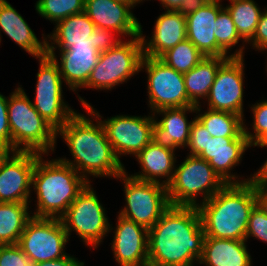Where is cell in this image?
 Returning <instances> with one entry per match:
<instances>
[{
    "instance_id": "4dcf8cb0",
    "label": "cell",
    "mask_w": 267,
    "mask_h": 266,
    "mask_svg": "<svg viewBox=\"0 0 267 266\" xmlns=\"http://www.w3.org/2000/svg\"><path fill=\"white\" fill-rule=\"evenodd\" d=\"M224 8L229 12L239 36L248 43L254 36L264 8L255 0H227Z\"/></svg>"
},
{
    "instance_id": "d4e9b609",
    "label": "cell",
    "mask_w": 267,
    "mask_h": 266,
    "mask_svg": "<svg viewBox=\"0 0 267 266\" xmlns=\"http://www.w3.org/2000/svg\"><path fill=\"white\" fill-rule=\"evenodd\" d=\"M245 240L205 237L199 266H253Z\"/></svg>"
},
{
    "instance_id": "484cf974",
    "label": "cell",
    "mask_w": 267,
    "mask_h": 266,
    "mask_svg": "<svg viewBox=\"0 0 267 266\" xmlns=\"http://www.w3.org/2000/svg\"><path fill=\"white\" fill-rule=\"evenodd\" d=\"M96 26L85 11L71 15L54 25L53 31L46 35L47 49H68L75 43H91Z\"/></svg>"
},
{
    "instance_id": "cb8c5ba5",
    "label": "cell",
    "mask_w": 267,
    "mask_h": 266,
    "mask_svg": "<svg viewBox=\"0 0 267 266\" xmlns=\"http://www.w3.org/2000/svg\"><path fill=\"white\" fill-rule=\"evenodd\" d=\"M175 150H171L155 144L151 141L136 157L139 164V172L129 175L141 181L157 182L167 186L174 175L176 161Z\"/></svg>"
},
{
    "instance_id": "2e32d148",
    "label": "cell",
    "mask_w": 267,
    "mask_h": 266,
    "mask_svg": "<svg viewBox=\"0 0 267 266\" xmlns=\"http://www.w3.org/2000/svg\"><path fill=\"white\" fill-rule=\"evenodd\" d=\"M47 54L57 63L64 84L77 95L80 106H91L78 91L87 83L91 71L97 65L100 52L91 43H75L68 49H47Z\"/></svg>"
},
{
    "instance_id": "d590c367",
    "label": "cell",
    "mask_w": 267,
    "mask_h": 266,
    "mask_svg": "<svg viewBox=\"0 0 267 266\" xmlns=\"http://www.w3.org/2000/svg\"><path fill=\"white\" fill-rule=\"evenodd\" d=\"M0 266H34L18 244L0 245Z\"/></svg>"
},
{
    "instance_id": "f546056e",
    "label": "cell",
    "mask_w": 267,
    "mask_h": 266,
    "mask_svg": "<svg viewBox=\"0 0 267 266\" xmlns=\"http://www.w3.org/2000/svg\"><path fill=\"white\" fill-rule=\"evenodd\" d=\"M214 34L217 42V57L230 58L246 55L247 43L239 36L233 19L225 8L218 13ZM235 47L237 48L232 51Z\"/></svg>"
},
{
    "instance_id": "d6986e66",
    "label": "cell",
    "mask_w": 267,
    "mask_h": 266,
    "mask_svg": "<svg viewBox=\"0 0 267 266\" xmlns=\"http://www.w3.org/2000/svg\"><path fill=\"white\" fill-rule=\"evenodd\" d=\"M194 113L196 106L163 108L153 112L155 121L152 141L171 150L184 151L189 142L191 125L196 118ZM187 114H193V119H188Z\"/></svg>"
},
{
    "instance_id": "74e56055",
    "label": "cell",
    "mask_w": 267,
    "mask_h": 266,
    "mask_svg": "<svg viewBox=\"0 0 267 266\" xmlns=\"http://www.w3.org/2000/svg\"><path fill=\"white\" fill-rule=\"evenodd\" d=\"M11 151V131L8 117V96L0 92V152Z\"/></svg>"
},
{
    "instance_id": "e0dca14e",
    "label": "cell",
    "mask_w": 267,
    "mask_h": 266,
    "mask_svg": "<svg viewBox=\"0 0 267 266\" xmlns=\"http://www.w3.org/2000/svg\"><path fill=\"white\" fill-rule=\"evenodd\" d=\"M244 131L237 138L208 137L206 148L198 155L206 160L226 184L248 182L250 176L238 175L233 169L241 165L244 155L251 149Z\"/></svg>"
},
{
    "instance_id": "1f68e13d",
    "label": "cell",
    "mask_w": 267,
    "mask_h": 266,
    "mask_svg": "<svg viewBox=\"0 0 267 266\" xmlns=\"http://www.w3.org/2000/svg\"><path fill=\"white\" fill-rule=\"evenodd\" d=\"M204 58L205 56L187 38L160 57L168 66L183 74L189 72Z\"/></svg>"
},
{
    "instance_id": "4316f807",
    "label": "cell",
    "mask_w": 267,
    "mask_h": 266,
    "mask_svg": "<svg viewBox=\"0 0 267 266\" xmlns=\"http://www.w3.org/2000/svg\"><path fill=\"white\" fill-rule=\"evenodd\" d=\"M229 57H205L183 74L188 99L196 106L207 98L219 67Z\"/></svg>"
},
{
    "instance_id": "5bb4252c",
    "label": "cell",
    "mask_w": 267,
    "mask_h": 266,
    "mask_svg": "<svg viewBox=\"0 0 267 266\" xmlns=\"http://www.w3.org/2000/svg\"><path fill=\"white\" fill-rule=\"evenodd\" d=\"M245 57H230L218 69L209 94L201 106L240 115L244 113Z\"/></svg>"
},
{
    "instance_id": "3957f363",
    "label": "cell",
    "mask_w": 267,
    "mask_h": 266,
    "mask_svg": "<svg viewBox=\"0 0 267 266\" xmlns=\"http://www.w3.org/2000/svg\"><path fill=\"white\" fill-rule=\"evenodd\" d=\"M47 156L51 155L40 154L36 159L30 205L32 200L36 204L30 211L32 217L60 219L89 182L58 157L48 159Z\"/></svg>"
},
{
    "instance_id": "9c48e42d",
    "label": "cell",
    "mask_w": 267,
    "mask_h": 266,
    "mask_svg": "<svg viewBox=\"0 0 267 266\" xmlns=\"http://www.w3.org/2000/svg\"><path fill=\"white\" fill-rule=\"evenodd\" d=\"M115 180H120L123 184L125 201V205L117 213L148 230L171 206L167 186L164 184L135 179L126 171Z\"/></svg>"
},
{
    "instance_id": "44dd1931",
    "label": "cell",
    "mask_w": 267,
    "mask_h": 266,
    "mask_svg": "<svg viewBox=\"0 0 267 266\" xmlns=\"http://www.w3.org/2000/svg\"><path fill=\"white\" fill-rule=\"evenodd\" d=\"M140 25L143 56L160 58L169 49L187 38L186 16L177 10H164L155 20L150 37Z\"/></svg>"
},
{
    "instance_id": "7bdbcfd3",
    "label": "cell",
    "mask_w": 267,
    "mask_h": 266,
    "mask_svg": "<svg viewBox=\"0 0 267 266\" xmlns=\"http://www.w3.org/2000/svg\"><path fill=\"white\" fill-rule=\"evenodd\" d=\"M249 181L254 185H267V158L257 171L250 174Z\"/></svg>"
},
{
    "instance_id": "ac0fdd59",
    "label": "cell",
    "mask_w": 267,
    "mask_h": 266,
    "mask_svg": "<svg viewBox=\"0 0 267 266\" xmlns=\"http://www.w3.org/2000/svg\"><path fill=\"white\" fill-rule=\"evenodd\" d=\"M115 221V227L110 222L109 229L113 238L110 250L115 263L119 266H148V229L119 214Z\"/></svg>"
},
{
    "instance_id": "7c38bea8",
    "label": "cell",
    "mask_w": 267,
    "mask_h": 266,
    "mask_svg": "<svg viewBox=\"0 0 267 266\" xmlns=\"http://www.w3.org/2000/svg\"><path fill=\"white\" fill-rule=\"evenodd\" d=\"M100 120L108 141L122 162L123 156L134 158L152 141L153 113L148 115L117 114L105 117L94 106L88 107Z\"/></svg>"
},
{
    "instance_id": "9a60e30c",
    "label": "cell",
    "mask_w": 267,
    "mask_h": 266,
    "mask_svg": "<svg viewBox=\"0 0 267 266\" xmlns=\"http://www.w3.org/2000/svg\"><path fill=\"white\" fill-rule=\"evenodd\" d=\"M36 152H0V202L30 203Z\"/></svg>"
},
{
    "instance_id": "7a4b0ae2",
    "label": "cell",
    "mask_w": 267,
    "mask_h": 266,
    "mask_svg": "<svg viewBox=\"0 0 267 266\" xmlns=\"http://www.w3.org/2000/svg\"><path fill=\"white\" fill-rule=\"evenodd\" d=\"M205 232L195 206H170L148 230V266H198Z\"/></svg>"
},
{
    "instance_id": "f6af8a7d",
    "label": "cell",
    "mask_w": 267,
    "mask_h": 266,
    "mask_svg": "<svg viewBox=\"0 0 267 266\" xmlns=\"http://www.w3.org/2000/svg\"><path fill=\"white\" fill-rule=\"evenodd\" d=\"M151 1V0H147ZM158 1V0H157ZM184 0H159L162 10H178Z\"/></svg>"
},
{
    "instance_id": "83f0119b",
    "label": "cell",
    "mask_w": 267,
    "mask_h": 266,
    "mask_svg": "<svg viewBox=\"0 0 267 266\" xmlns=\"http://www.w3.org/2000/svg\"><path fill=\"white\" fill-rule=\"evenodd\" d=\"M30 203L0 202V245L18 244L27 222L32 218Z\"/></svg>"
},
{
    "instance_id": "ee69618b",
    "label": "cell",
    "mask_w": 267,
    "mask_h": 266,
    "mask_svg": "<svg viewBox=\"0 0 267 266\" xmlns=\"http://www.w3.org/2000/svg\"><path fill=\"white\" fill-rule=\"evenodd\" d=\"M257 205L267 215V185H254Z\"/></svg>"
},
{
    "instance_id": "5b68a950",
    "label": "cell",
    "mask_w": 267,
    "mask_h": 266,
    "mask_svg": "<svg viewBox=\"0 0 267 266\" xmlns=\"http://www.w3.org/2000/svg\"><path fill=\"white\" fill-rule=\"evenodd\" d=\"M8 117L11 151L55 153L57 131L35 110L30 96L19 83L8 95Z\"/></svg>"
},
{
    "instance_id": "8d00e7d4",
    "label": "cell",
    "mask_w": 267,
    "mask_h": 266,
    "mask_svg": "<svg viewBox=\"0 0 267 266\" xmlns=\"http://www.w3.org/2000/svg\"><path fill=\"white\" fill-rule=\"evenodd\" d=\"M208 137H211L207 129L195 118L191 125L189 142L185 149L187 154L198 156L205 148Z\"/></svg>"
},
{
    "instance_id": "8fae6325",
    "label": "cell",
    "mask_w": 267,
    "mask_h": 266,
    "mask_svg": "<svg viewBox=\"0 0 267 266\" xmlns=\"http://www.w3.org/2000/svg\"><path fill=\"white\" fill-rule=\"evenodd\" d=\"M146 73L147 105L153 113L163 108L195 106L185 88L183 73L177 72L160 58L143 56L140 72Z\"/></svg>"
},
{
    "instance_id": "60d3db41",
    "label": "cell",
    "mask_w": 267,
    "mask_h": 266,
    "mask_svg": "<svg viewBox=\"0 0 267 266\" xmlns=\"http://www.w3.org/2000/svg\"><path fill=\"white\" fill-rule=\"evenodd\" d=\"M85 262L76 258L70 253L60 259L49 260L45 262L35 263L34 266H85Z\"/></svg>"
},
{
    "instance_id": "bcb514c9",
    "label": "cell",
    "mask_w": 267,
    "mask_h": 266,
    "mask_svg": "<svg viewBox=\"0 0 267 266\" xmlns=\"http://www.w3.org/2000/svg\"><path fill=\"white\" fill-rule=\"evenodd\" d=\"M251 147L267 148V131L264 132L252 145Z\"/></svg>"
},
{
    "instance_id": "7402d4cb",
    "label": "cell",
    "mask_w": 267,
    "mask_h": 266,
    "mask_svg": "<svg viewBox=\"0 0 267 266\" xmlns=\"http://www.w3.org/2000/svg\"><path fill=\"white\" fill-rule=\"evenodd\" d=\"M2 32L32 58L47 54L45 32L39 40L24 17L7 0H0V45Z\"/></svg>"
},
{
    "instance_id": "f1b7e54d",
    "label": "cell",
    "mask_w": 267,
    "mask_h": 266,
    "mask_svg": "<svg viewBox=\"0 0 267 266\" xmlns=\"http://www.w3.org/2000/svg\"><path fill=\"white\" fill-rule=\"evenodd\" d=\"M196 105V118L211 137L237 138L244 131V119L237 114Z\"/></svg>"
},
{
    "instance_id": "f35d334b",
    "label": "cell",
    "mask_w": 267,
    "mask_h": 266,
    "mask_svg": "<svg viewBox=\"0 0 267 266\" xmlns=\"http://www.w3.org/2000/svg\"><path fill=\"white\" fill-rule=\"evenodd\" d=\"M90 37H93L94 48L100 53L116 47L124 39L113 30L96 28Z\"/></svg>"
},
{
    "instance_id": "52a82bcc",
    "label": "cell",
    "mask_w": 267,
    "mask_h": 266,
    "mask_svg": "<svg viewBox=\"0 0 267 266\" xmlns=\"http://www.w3.org/2000/svg\"><path fill=\"white\" fill-rule=\"evenodd\" d=\"M92 183H88L60 218L70 240L72 233L90 250H96L109 236L110 222Z\"/></svg>"
},
{
    "instance_id": "d6a6232c",
    "label": "cell",
    "mask_w": 267,
    "mask_h": 266,
    "mask_svg": "<svg viewBox=\"0 0 267 266\" xmlns=\"http://www.w3.org/2000/svg\"><path fill=\"white\" fill-rule=\"evenodd\" d=\"M35 10L51 24L85 11V0H37Z\"/></svg>"
},
{
    "instance_id": "7dc6e473",
    "label": "cell",
    "mask_w": 267,
    "mask_h": 266,
    "mask_svg": "<svg viewBox=\"0 0 267 266\" xmlns=\"http://www.w3.org/2000/svg\"><path fill=\"white\" fill-rule=\"evenodd\" d=\"M118 1H122L124 3H127L128 5H131L133 8H135L139 4L142 5L147 0H118Z\"/></svg>"
},
{
    "instance_id": "277c9868",
    "label": "cell",
    "mask_w": 267,
    "mask_h": 266,
    "mask_svg": "<svg viewBox=\"0 0 267 266\" xmlns=\"http://www.w3.org/2000/svg\"><path fill=\"white\" fill-rule=\"evenodd\" d=\"M257 205L254 184H226L197 206L205 237L245 240L249 216Z\"/></svg>"
},
{
    "instance_id": "e575fe53",
    "label": "cell",
    "mask_w": 267,
    "mask_h": 266,
    "mask_svg": "<svg viewBox=\"0 0 267 266\" xmlns=\"http://www.w3.org/2000/svg\"><path fill=\"white\" fill-rule=\"evenodd\" d=\"M250 238L267 243V215L256 205L251 211L245 241ZM267 245V244H266Z\"/></svg>"
},
{
    "instance_id": "c3c4849f",
    "label": "cell",
    "mask_w": 267,
    "mask_h": 266,
    "mask_svg": "<svg viewBox=\"0 0 267 266\" xmlns=\"http://www.w3.org/2000/svg\"><path fill=\"white\" fill-rule=\"evenodd\" d=\"M261 53H263V54L266 53V54H267V49H266L265 51L261 52ZM266 57H267V56H266ZM266 61H267V58H266V60H265V64H266V65H265V71H266V73H267V62H266Z\"/></svg>"
},
{
    "instance_id": "ab89813d",
    "label": "cell",
    "mask_w": 267,
    "mask_h": 266,
    "mask_svg": "<svg viewBox=\"0 0 267 266\" xmlns=\"http://www.w3.org/2000/svg\"><path fill=\"white\" fill-rule=\"evenodd\" d=\"M259 53L267 49V6L261 13L259 22L253 38L247 43V46Z\"/></svg>"
},
{
    "instance_id": "4fadbf2b",
    "label": "cell",
    "mask_w": 267,
    "mask_h": 266,
    "mask_svg": "<svg viewBox=\"0 0 267 266\" xmlns=\"http://www.w3.org/2000/svg\"><path fill=\"white\" fill-rule=\"evenodd\" d=\"M69 241L61 219L32 217L27 222L18 245L35 264L66 256Z\"/></svg>"
},
{
    "instance_id": "ffe728a7",
    "label": "cell",
    "mask_w": 267,
    "mask_h": 266,
    "mask_svg": "<svg viewBox=\"0 0 267 266\" xmlns=\"http://www.w3.org/2000/svg\"><path fill=\"white\" fill-rule=\"evenodd\" d=\"M133 7L118 0H85V13L96 28L113 30L123 39L140 34V20Z\"/></svg>"
},
{
    "instance_id": "836d02e7",
    "label": "cell",
    "mask_w": 267,
    "mask_h": 266,
    "mask_svg": "<svg viewBox=\"0 0 267 266\" xmlns=\"http://www.w3.org/2000/svg\"><path fill=\"white\" fill-rule=\"evenodd\" d=\"M264 98V99H263ZM252 121L249 124L244 119V133L250 145H252L264 132L267 131V98L262 97L255 104H248ZM251 106V107H250ZM247 125H246V124ZM251 130V131H250Z\"/></svg>"
},
{
    "instance_id": "603a6c76",
    "label": "cell",
    "mask_w": 267,
    "mask_h": 266,
    "mask_svg": "<svg viewBox=\"0 0 267 266\" xmlns=\"http://www.w3.org/2000/svg\"><path fill=\"white\" fill-rule=\"evenodd\" d=\"M224 0H210L203 7L186 16L187 39L205 56L217 57L215 22L224 8Z\"/></svg>"
},
{
    "instance_id": "b9f144b4",
    "label": "cell",
    "mask_w": 267,
    "mask_h": 266,
    "mask_svg": "<svg viewBox=\"0 0 267 266\" xmlns=\"http://www.w3.org/2000/svg\"><path fill=\"white\" fill-rule=\"evenodd\" d=\"M209 1L210 0H184L177 11L187 16L203 7Z\"/></svg>"
},
{
    "instance_id": "6da1fadb",
    "label": "cell",
    "mask_w": 267,
    "mask_h": 266,
    "mask_svg": "<svg viewBox=\"0 0 267 266\" xmlns=\"http://www.w3.org/2000/svg\"><path fill=\"white\" fill-rule=\"evenodd\" d=\"M83 109L87 115L77 111L57 131L56 137L65 141L71 154V159L64 155L58 158L72 166L89 183L94 178L116 179L126 168L116 156L99 118L88 107Z\"/></svg>"
},
{
    "instance_id": "8992f818",
    "label": "cell",
    "mask_w": 267,
    "mask_h": 266,
    "mask_svg": "<svg viewBox=\"0 0 267 266\" xmlns=\"http://www.w3.org/2000/svg\"><path fill=\"white\" fill-rule=\"evenodd\" d=\"M180 162L177 164L176 161L173 178L167 185L170 205L197 207L226 185L210 164L199 156L187 154Z\"/></svg>"
},
{
    "instance_id": "30bf717a",
    "label": "cell",
    "mask_w": 267,
    "mask_h": 266,
    "mask_svg": "<svg viewBox=\"0 0 267 266\" xmlns=\"http://www.w3.org/2000/svg\"><path fill=\"white\" fill-rule=\"evenodd\" d=\"M35 59L38 60L39 68L36 73L34 101L31 102L35 110L58 131L77 110L65 101L63 89L66 86L53 58L46 54Z\"/></svg>"
},
{
    "instance_id": "ba28073f",
    "label": "cell",
    "mask_w": 267,
    "mask_h": 266,
    "mask_svg": "<svg viewBox=\"0 0 267 266\" xmlns=\"http://www.w3.org/2000/svg\"><path fill=\"white\" fill-rule=\"evenodd\" d=\"M143 58L140 35L124 39L116 47L101 52L97 65L93 68L87 83L80 89L112 91L140 73Z\"/></svg>"
}]
</instances>
